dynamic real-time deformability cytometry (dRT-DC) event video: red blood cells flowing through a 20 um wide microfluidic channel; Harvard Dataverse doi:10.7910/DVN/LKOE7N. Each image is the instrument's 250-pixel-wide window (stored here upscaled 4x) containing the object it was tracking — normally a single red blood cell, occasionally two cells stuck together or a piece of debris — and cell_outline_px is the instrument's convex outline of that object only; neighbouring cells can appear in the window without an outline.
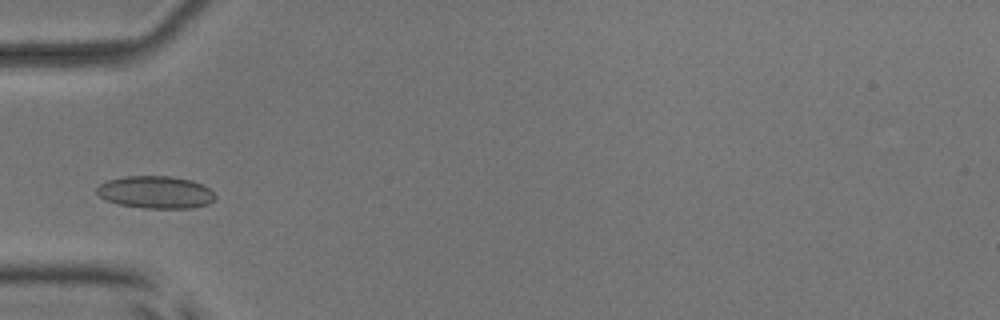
{"species": "common noctule bat (a hibernating species)", "species_latin": "Nyctalus noctula", "temperature_condition": "room temperature", "stored_images_in_passage": 3, "camera_frame_rate_fps": 3000, "um_per_image_px": 0.085, "animal": {"sex": "male", "body_mass_g": 17.9, "forearm_length_mm": 54.2}, "frame": {"image": 1, "passage_image": 3, "time_ms": 2.333, "image_size_px": [1000, 320], "cell_outline_px": [[216, 200], [208, 204], [192, 208], [144, 208], [120, 204], [104, 200], [96, 192], [96, 188], [100, 184], [108, 180], [124, 176], [172, 176], [192, 180], [208, 188], [216, 196]], "centroid_in_image_um": [13.23, 16.34], "position_along_channel_um": 71.8, "area_um2": 22.43}}